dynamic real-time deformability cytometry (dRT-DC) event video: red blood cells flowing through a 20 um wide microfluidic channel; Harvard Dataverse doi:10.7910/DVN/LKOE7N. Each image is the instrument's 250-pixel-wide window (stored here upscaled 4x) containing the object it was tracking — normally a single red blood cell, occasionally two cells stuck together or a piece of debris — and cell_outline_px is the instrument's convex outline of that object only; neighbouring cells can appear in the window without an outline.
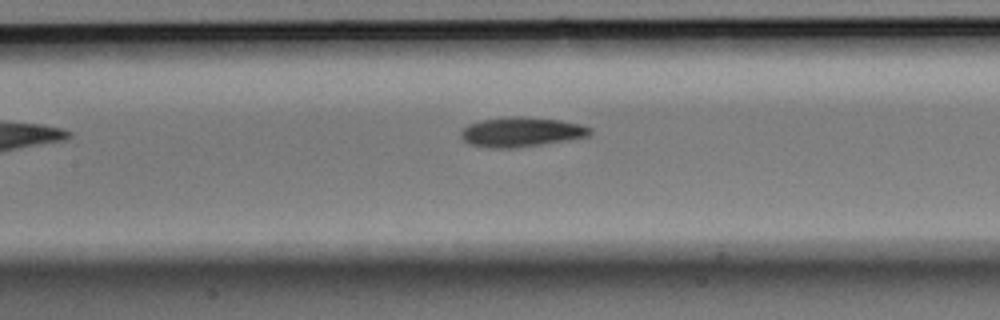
{"species": "Egyptian fruit bat (a non-hibernating species)", "species_latin": "Rousettus aegyptiacus", "temperature_condition": "room temperature", "stored_images_in_passage": 5, "camera_frame_rate_fps": 3000, "um_per_image_px": 0.085, "animal": {"sex": "male"}, "frame": {"image": 1, "passage_image": 5, "time_ms": 1.333, "image_size_px": [1000, 320], "cell_outline_px": [[592, 132], [588, 136], [540, 144], [512, 148], [492, 148], [468, 144], [460, 136], [460, 132], [468, 124], [480, 120], [512, 116], [524, 116], [560, 120], [580, 124], [592, 128]], "centroid_in_image_um": [44.27, 11.21], "position_along_channel_um": 163.1, "area_um2": 22.2}}